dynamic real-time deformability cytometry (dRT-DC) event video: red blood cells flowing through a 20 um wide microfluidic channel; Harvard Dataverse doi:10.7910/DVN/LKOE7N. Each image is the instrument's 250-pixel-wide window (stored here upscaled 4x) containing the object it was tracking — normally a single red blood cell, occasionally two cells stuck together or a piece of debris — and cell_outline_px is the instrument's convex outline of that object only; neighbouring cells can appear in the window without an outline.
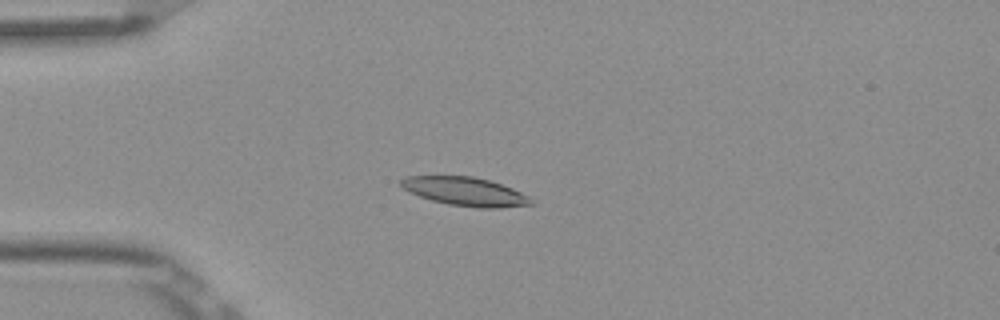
{"species": "Egyptian fruit bat (a non-hibernating species)", "species_latin": "Rousettus aegyptiacus", "temperature_condition": "room temperature", "stored_images_in_passage": 7, "camera_frame_rate_fps": 3000, "um_per_image_px": 0.085, "frame": {"image": 1, "passage_image": 5, "time_ms": 1.333, "image_size_px": [1000, 320], "cell_outline_px": [[532, 204], [496, 208], [480, 208], [448, 204], [432, 200], [420, 196], [404, 188], [400, 184], [400, 180], [404, 176], [472, 176], [488, 180], [512, 188], [528, 196], [532, 200]], "centroid_in_image_um": [39.53, 16.27], "position_along_channel_um": 45.5, "area_um2": 21.33}}
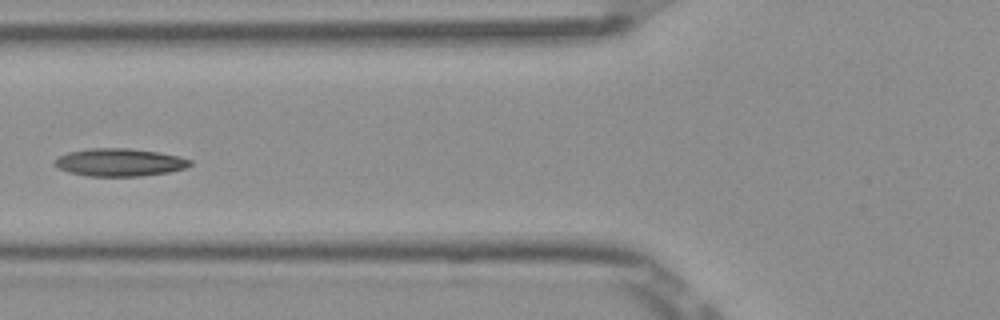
{"frame": {"image": 2, "passage_image": 7, "time_ms": 2.0, "image_size_px": [1000, 320], "cell_outline_px": [[192, 164], [184, 168], [168, 172], [140, 176], [88, 176], [68, 172], [52, 164], [52, 160], [68, 152], [88, 148], [128, 148], [160, 152], [180, 156], [192, 160]], "centroid_in_image_um": [10.15, 13.79], "position_along_channel_um": 115.7, "area_um2": 22.02}}